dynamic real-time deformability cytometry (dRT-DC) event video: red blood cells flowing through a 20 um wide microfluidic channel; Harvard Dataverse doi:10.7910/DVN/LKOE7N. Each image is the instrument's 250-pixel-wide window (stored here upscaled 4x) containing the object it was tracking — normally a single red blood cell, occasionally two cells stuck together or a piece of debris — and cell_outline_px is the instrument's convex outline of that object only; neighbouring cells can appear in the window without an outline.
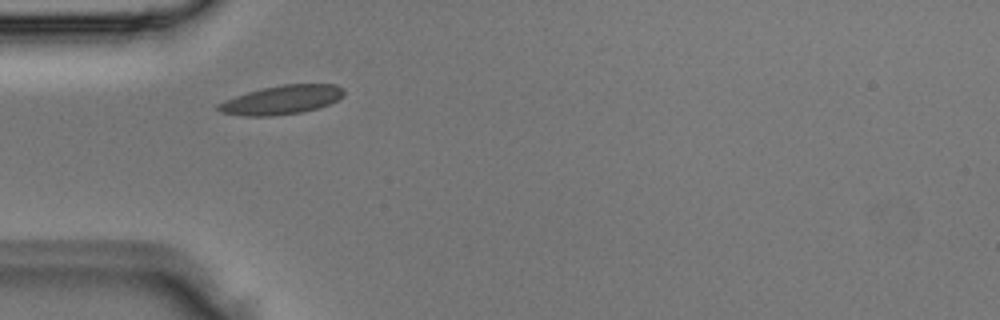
{"species": "Egyptian fruit bat (a non-hibernating species)", "species_latin": "Rousettus aegyptiacus", "temperature_condition": "room temperature", "stored_images_in_passage": 1, "camera_frame_rate_fps": 3000, "um_per_image_px": 0.085, "animal": {"sex": "male"}, "frame": {"image": 1, "passage_image": 1, "time_ms": 0.0, "image_size_px": [1000, 320], "cell_outline_px": [[344, 96], [328, 104], [316, 108], [300, 112], [272, 116], [244, 116], [220, 112], [216, 108], [216, 104], [224, 100], [248, 92], [280, 84], [336, 84], [344, 88]], "centroid_in_image_um": [23.93, 8.48], "position_along_channel_um": 61.1, "area_um2": 21.1}}